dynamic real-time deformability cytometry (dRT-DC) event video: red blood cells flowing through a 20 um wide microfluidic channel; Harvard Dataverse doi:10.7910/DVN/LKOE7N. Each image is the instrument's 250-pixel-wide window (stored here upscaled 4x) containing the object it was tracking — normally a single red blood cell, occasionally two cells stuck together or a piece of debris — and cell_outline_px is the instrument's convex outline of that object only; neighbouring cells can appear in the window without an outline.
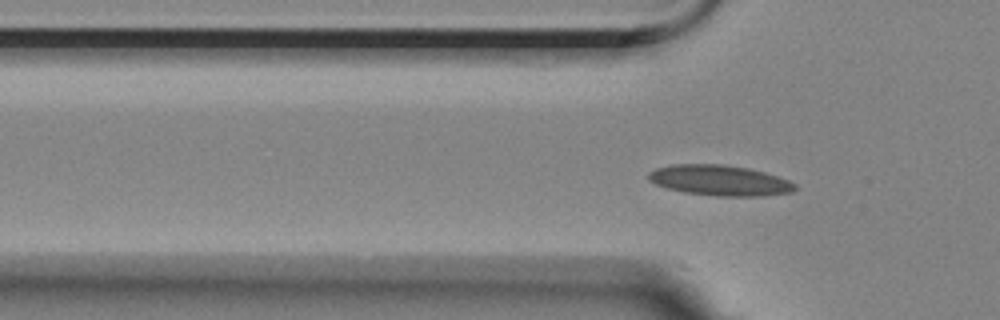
{"species": "Egyptian fruit bat (a non-hibernating species)", "species_latin": "Rousettus aegyptiacus", "temperature_condition": "room temperature", "stored_images_in_passage": 57, "camera_frame_rate_fps": 3000, "um_per_image_px": 0.085, "animal": {"sex": "female"}, "frame": {"image": 1, "passage_image": 16, "time_ms": 5.0, "image_size_px": [1000, 320], "cell_outline_px": [[796, 188], [792, 192], [764, 196], [716, 196], [684, 192], [668, 188], [656, 184], [648, 180], [648, 172], [656, 168], [672, 164], [724, 164], [748, 168], [764, 172], [788, 180], [796, 184]], "centroid_in_image_um": [61.17, 15.33], "position_along_channel_um": 64.6, "area_um2": 26.07}}
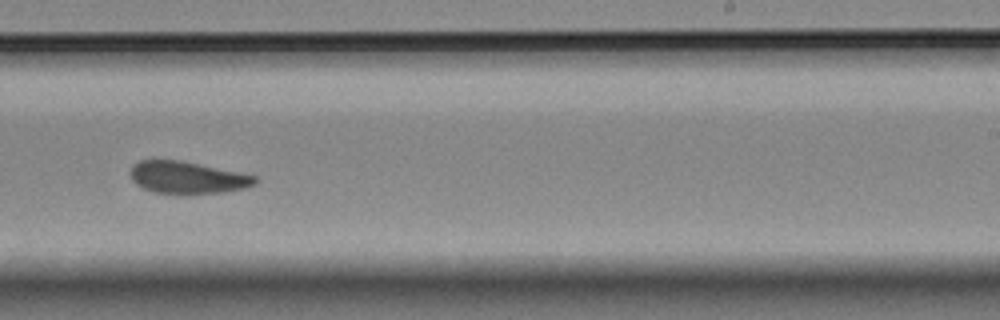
{"frame": {"image": 2, "passage_image": 34, "time_ms": 11.0, "image_size_px": [1000, 320], "cell_outline_px": [[260, 180], [256, 184], [244, 188], [224, 192], [156, 192], [144, 188], [136, 184], [132, 180], [128, 172], [132, 164], [140, 160], [180, 160], [240, 172], [256, 176]], "centroid_in_image_um": [15.92, 15.06], "position_along_channel_um": 273.1, "area_um2": 23.06}}
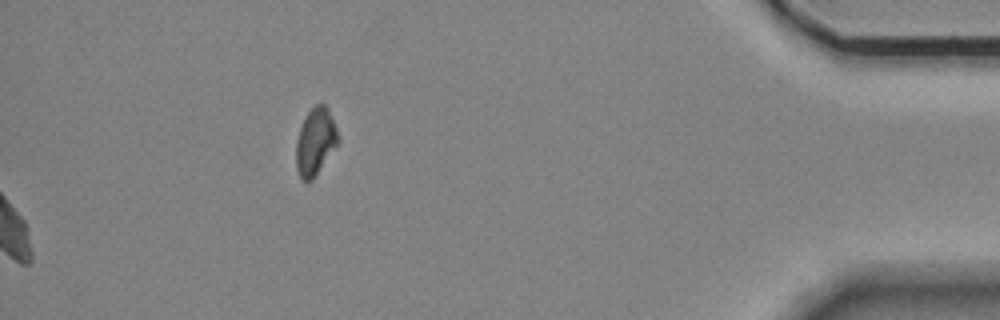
{"frame": {"image": 3, "passage_image": 57, "time_ms": 18.667, "image_size_px": [1000, 320], "cell_outline_px": [[340, 140], [312, 180], [304, 180], [300, 176], [296, 168], [296, 140], [300, 128], [308, 112], [316, 104], [324, 104], [328, 108], [336, 128]], "centroid_in_image_um": [26.8, 12.02], "position_along_channel_um": 408.4, "area_um2": 16.07}, "authors_computed_cell_mechanics": {"area_um2": 23.987, "velocity_mm_per_s": 3.4727, "shape_relaxation_time_tau1_ms": 7.4612, "shape_relaxation_time_tau2_ms": 1.5851, "deformation_change_tau1": 0.1356, "deformation_change_tau2": 0.0663}}